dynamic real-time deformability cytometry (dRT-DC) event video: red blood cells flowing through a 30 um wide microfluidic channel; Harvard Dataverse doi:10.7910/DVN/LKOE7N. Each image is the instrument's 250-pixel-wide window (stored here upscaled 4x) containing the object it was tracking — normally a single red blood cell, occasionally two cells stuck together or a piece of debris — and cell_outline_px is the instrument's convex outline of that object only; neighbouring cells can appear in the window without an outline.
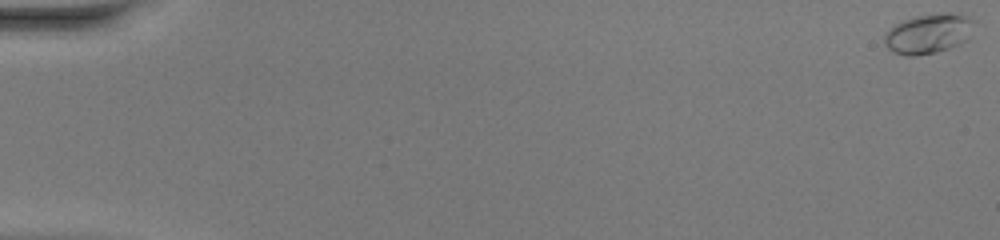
{"species": "common noctule bat (a hibernating species)", "species_latin": "Nyctalus noctula", "temperature_condition": "warm", "stored_images_in_passage": 51, "camera_frame_rate_fps": 3000, "um_per_image_px": 0.085, "animal": {"sex": "female", "body_mass_g": 20.0, "forearm_length_mm": 54.0}, "frame": {"image": 1, "passage_image": 1, "time_ms": 0.0, "image_size_px": [1000, 240], "cell_outline_px": [[976, 20], [968, 40], [960, 44], [936, 52], [916, 56], [908, 56], [892, 52], [884, 44], [884, 32], [892, 24], [916, 16], [948, 12]], "centroid_in_image_um": [78.88, 2.87], "position_along_channel_um": 6.1, "area_um2": 20.98}}
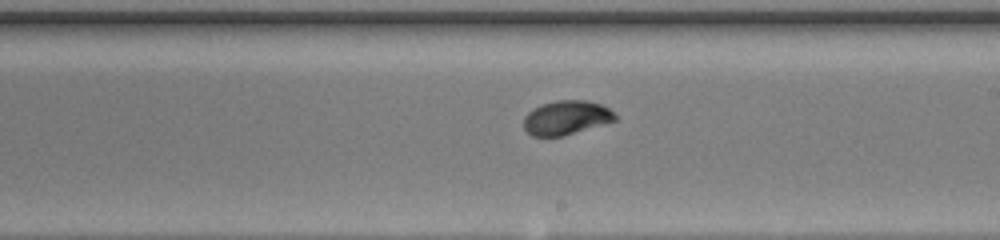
{"frame": {"image": 2, "passage_image": 31, "time_ms": 10.0, "image_size_px": [1000, 240], "cell_outline_px": [[616, 120], [564, 136], [532, 136], [524, 128], [524, 116], [532, 108], [540, 104], [556, 100], [584, 100], [600, 104], [608, 108], [616, 116]], "centroid_in_image_um": [48.09, 10.0], "position_along_channel_um": 240.9, "area_um2": 18.15}}
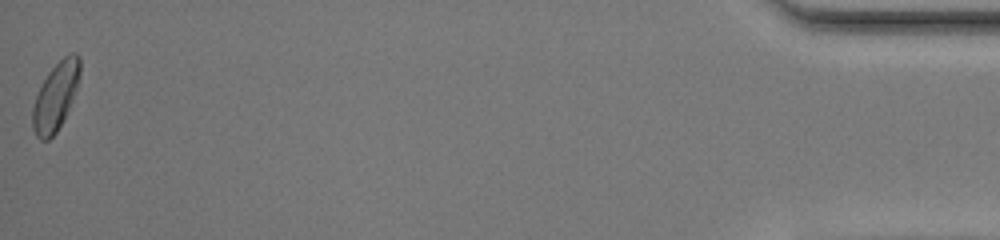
{"frame": {"image": 3, "passage_image": 51, "time_ms": 16.667, "image_size_px": [1000, 240], "cell_outline_px": [[80, 72], [76, 88], [72, 100], [64, 120], [56, 132], [48, 140], [40, 140], [36, 136], [32, 128], [32, 108], [36, 96], [48, 72], [68, 52], [76, 52], [80, 56]], "centroid_in_image_um": [4.73, 8.19], "position_along_channel_um": 430.5, "area_um2": 18.67}, "authors_computed_cell_mechanics": {"area_um2": 18.1492, "velocity_mm_per_s": 4.1964, "shape_relaxation_time_tau1_ms": 2.7777, "shape_relaxation_time_tau2_ms": null, "deformation_change_tau1": 0.1307, "deformation_change_tau2": null}}